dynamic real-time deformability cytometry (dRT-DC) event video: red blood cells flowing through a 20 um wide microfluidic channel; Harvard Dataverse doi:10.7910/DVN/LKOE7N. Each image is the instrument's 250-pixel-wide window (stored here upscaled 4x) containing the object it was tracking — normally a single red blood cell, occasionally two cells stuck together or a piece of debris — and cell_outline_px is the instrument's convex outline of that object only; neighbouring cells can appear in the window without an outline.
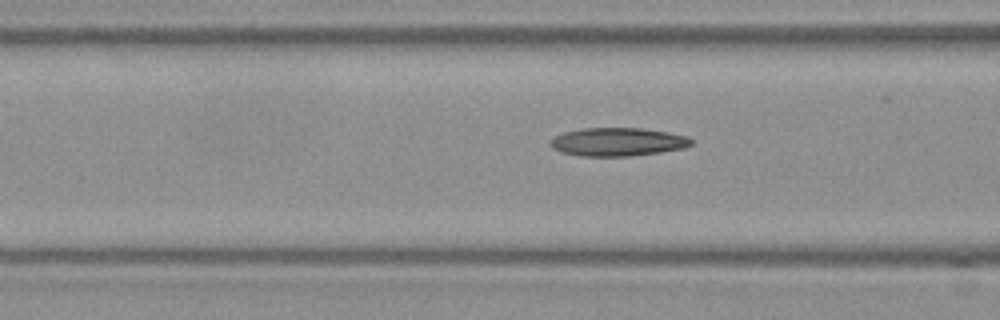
{"species": "Egyptian fruit bat (a non-hibernating species)", "species_latin": "Rousettus aegyptiacus", "temperature_condition": "warm", "stored_images_in_passage": 17, "camera_frame_rate_fps": 3000, "um_per_image_px": 0.085, "frame": {"image": 1, "passage_image": 15, "time_ms": 4.667, "image_size_px": [1000, 320], "cell_outline_px": [[692, 144], [684, 148], [660, 152], [628, 156], [580, 156], [560, 152], [552, 148], [548, 144], [548, 140], [552, 136], [564, 132], [584, 128], [644, 128], [668, 132], [688, 136], [692, 140]], "centroid_in_image_um": [52.45, 12.06], "position_along_channel_um": 114.1, "area_um2": 23.52}}